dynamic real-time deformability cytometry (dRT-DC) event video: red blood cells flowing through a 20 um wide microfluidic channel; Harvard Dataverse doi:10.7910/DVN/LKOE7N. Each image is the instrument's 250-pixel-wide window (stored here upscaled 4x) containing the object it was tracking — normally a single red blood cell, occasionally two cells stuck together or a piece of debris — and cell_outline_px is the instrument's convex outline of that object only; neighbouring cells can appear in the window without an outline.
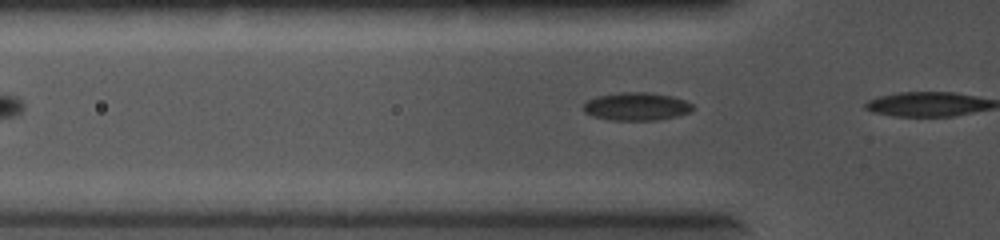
{"species": "common noctule bat (a hibernating species)", "species_latin": "Nyctalus noctula", "temperature_condition": "cold", "stored_images_in_passage": 4, "camera_frame_rate_fps": 5000, "um_per_image_px": 0.085, "animal": {"sex": "female", "body_mass_g": 19.0, "forearm_length_mm": 56.7}, "frame": {"image": 1, "passage_image": 3, "time_ms": 0.4, "image_size_px": [1000, 240], "cell_outline_px": [[696, 108], [692, 112], [676, 116], [656, 120], [612, 120], [592, 116], [584, 112], [584, 104], [588, 100], [596, 96], [620, 92], [648, 92], [672, 96], [684, 100], [692, 104]], "centroid_in_image_um": [54.12, 9.05], "position_along_channel_um": 71.7, "area_um2": 17.92}}